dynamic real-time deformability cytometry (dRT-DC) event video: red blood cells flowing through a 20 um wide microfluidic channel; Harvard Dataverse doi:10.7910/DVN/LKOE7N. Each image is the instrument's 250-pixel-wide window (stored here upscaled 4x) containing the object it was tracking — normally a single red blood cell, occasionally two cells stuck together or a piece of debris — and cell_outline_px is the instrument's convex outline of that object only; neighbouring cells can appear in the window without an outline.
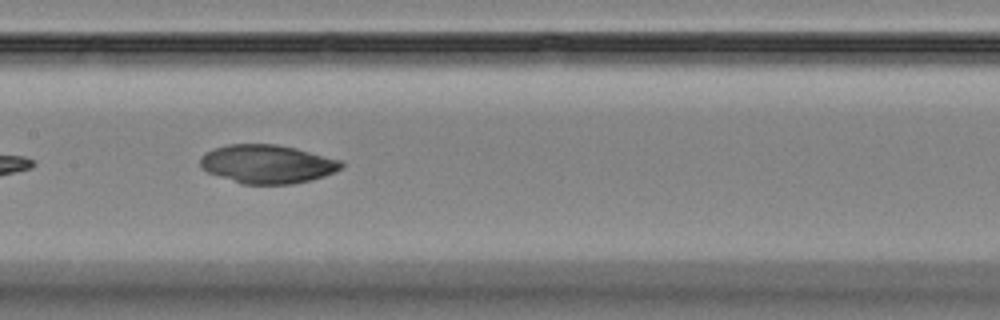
{"species": "Egyptian fruit bat (a non-hibernating species)", "species_latin": "Rousettus aegyptiacus", "temperature_condition": "room temperature", "stored_images_in_passage": 14, "camera_frame_rate_fps": 3000, "um_per_image_px": 0.085, "animal": {"sex": "female"}, "frame": {"image": 1, "passage_image": 7, "time_ms": 8.333, "image_size_px": [1000, 320], "cell_outline_px": [[344, 168], [336, 172], [312, 180], [292, 184], [244, 184], [208, 172], [200, 164], [200, 156], [204, 152], [212, 148], [228, 144], [276, 144], [296, 148], [340, 160], [344, 164]], "centroid_in_image_um": [22.74, 13.93], "position_along_channel_um": 184.7, "area_um2": 31.79}}
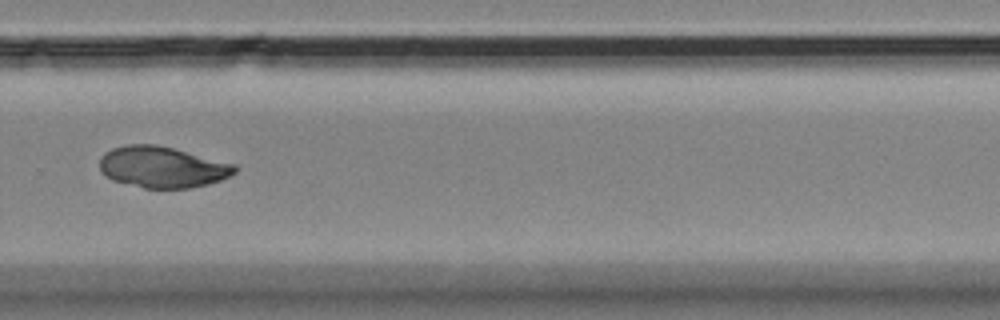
{"frame": {"image": 2, "passage_image": 10, "time_ms": 12.0, "image_size_px": [1000, 320], "cell_outline_px": [[236, 172], [220, 180], [208, 184], [188, 188], [144, 188], [112, 180], [104, 176], [100, 168], [100, 156], [104, 152], [112, 148], [128, 144], [156, 144], [236, 164]], "centroid_in_image_um": [13.76, 14.2], "position_along_channel_um": 316.0, "area_um2": 32.43}}
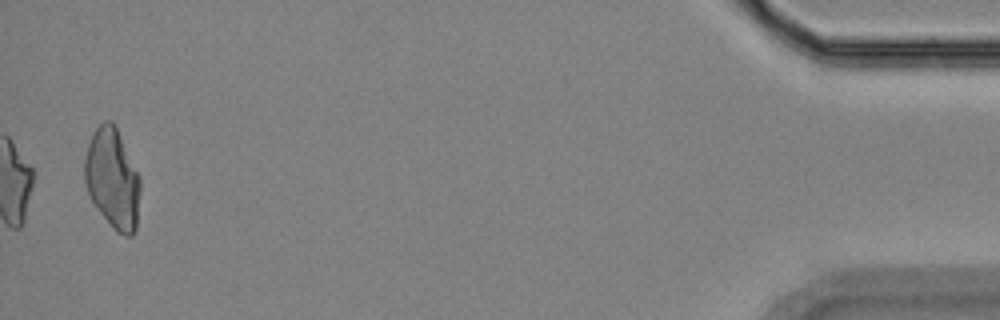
{"frame": {"image": 3, "passage_image": 14, "time_ms": 17.333, "image_size_px": [1000, 320], "cell_outline_px": [[140, 192], [136, 228], [132, 236], [124, 236], [116, 232], [112, 228], [100, 212], [92, 200], [88, 192], [84, 180], [84, 160], [88, 144], [92, 132], [104, 120], [112, 120], [140, 176]], "centroid_in_image_um": [9.56, 15.2], "position_along_channel_um": 425.6, "area_um2": 32.43}}